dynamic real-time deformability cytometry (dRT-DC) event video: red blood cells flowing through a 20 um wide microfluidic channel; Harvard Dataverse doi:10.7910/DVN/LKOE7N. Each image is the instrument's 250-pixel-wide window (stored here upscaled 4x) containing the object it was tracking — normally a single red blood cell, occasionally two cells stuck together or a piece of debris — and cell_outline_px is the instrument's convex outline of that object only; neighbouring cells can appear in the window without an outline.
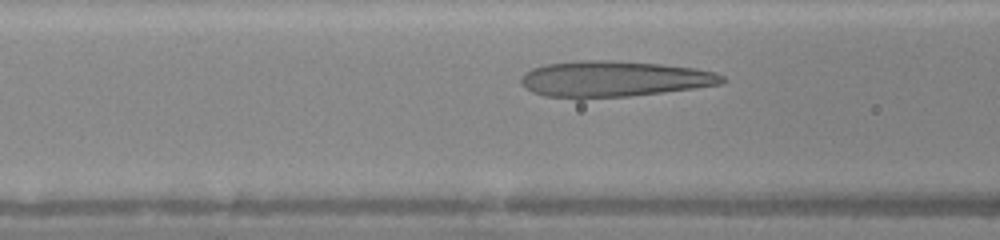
{"species": "human", "species_latin": "Homo sapiens", "temperature_condition": "warm", "stored_images_in_passage": 8, "camera_frame_rate_fps": 3000, "um_per_image_px": 0.085, "donor": {"sex": "female"}, "frame": {"image": 1, "passage_image": 6, "time_ms": 1.667, "image_size_px": [1000, 240], "cell_outline_px": [[728, 80], [724, 84], [628, 96], [580, 100], [576, 100], [544, 96], [532, 92], [520, 80], [524, 72], [532, 68], [544, 64], [580, 60], [616, 60], [660, 64], [696, 68], [716, 72], [724, 76]], "centroid_in_image_um": [52.16, 6.72], "position_along_channel_um": 114.4, "area_um2": 42.71}}